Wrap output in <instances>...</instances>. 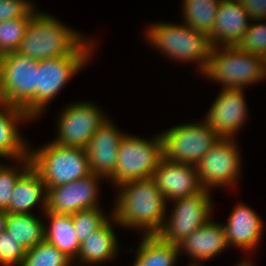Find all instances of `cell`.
Returning <instances> with one entry per match:
<instances>
[{"instance_id": "14", "label": "cell", "mask_w": 266, "mask_h": 266, "mask_svg": "<svg viewBox=\"0 0 266 266\" xmlns=\"http://www.w3.org/2000/svg\"><path fill=\"white\" fill-rule=\"evenodd\" d=\"M244 93V89L221 88L203 118L220 137L237 138L245 125L249 113Z\"/></svg>"}, {"instance_id": "23", "label": "cell", "mask_w": 266, "mask_h": 266, "mask_svg": "<svg viewBox=\"0 0 266 266\" xmlns=\"http://www.w3.org/2000/svg\"><path fill=\"white\" fill-rule=\"evenodd\" d=\"M44 240L74 261L80 251V242L73 225L72 214L44 211ZM49 220V222H48Z\"/></svg>"}, {"instance_id": "18", "label": "cell", "mask_w": 266, "mask_h": 266, "mask_svg": "<svg viewBox=\"0 0 266 266\" xmlns=\"http://www.w3.org/2000/svg\"><path fill=\"white\" fill-rule=\"evenodd\" d=\"M177 246L179 253L190 256L192 263L197 264L208 262L230 248L223 224L214 221L213 217Z\"/></svg>"}, {"instance_id": "28", "label": "cell", "mask_w": 266, "mask_h": 266, "mask_svg": "<svg viewBox=\"0 0 266 266\" xmlns=\"http://www.w3.org/2000/svg\"><path fill=\"white\" fill-rule=\"evenodd\" d=\"M73 261L51 243L43 240L26 250L21 266H73Z\"/></svg>"}, {"instance_id": "21", "label": "cell", "mask_w": 266, "mask_h": 266, "mask_svg": "<svg viewBox=\"0 0 266 266\" xmlns=\"http://www.w3.org/2000/svg\"><path fill=\"white\" fill-rule=\"evenodd\" d=\"M114 225L119 226L112 216L101 228L82 241L80 251L73 264L78 260L79 266H96L114 260L120 246Z\"/></svg>"}, {"instance_id": "22", "label": "cell", "mask_w": 266, "mask_h": 266, "mask_svg": "<svg viewBox=\"0 0 266 266\" xmlns=\"http://www.w3.org/2000/svg\"><path fill=\"white\" fill-rule=\"evenodd\" d=\"M12 193L9 213H32L39 204L42 214L46 210V185L31 166L17 179Z\"/></svg>"}, {"instance_id": "25", "label": "cell", "mask_w": 266, "mask_h": 266, "mask_svg": "<svg viewBox=\"0 0 266 266\" xmlns=\"http://www.w3.org/2000/svg\"><path fill=\"white\" fill-rule=\"evenodd\" d=\"M44 223L36 214L7 213L6 228L12 237L26 249L44 240Z\"/></svg>"}, {"instance_id": "36", "label": "cell", "mask_w": 266, "mask_h": 266, "mask_svg": "<svg viewBox=\"0 0 266 266\" xmlns=\"http://www.w3.org/2000/svg\"><path fill=\"white\" fill-rule=\"evenodd\" d=\"M235 266H254V264L252 262H244L241 260V262L235 264Z\"/></svg>"}, {"instance_id": "12", "label": "cell", "mask_w": 266, "mask_h": 266, "mask_svg": "<svg viewBox=\"0 0 266 266\" xmlns=\"http://www.w3.org/2000/svg\"><path fill=\"white\" fill-rule=\"evenodd\" d=\"M58 114L53 143L85 148L96 130L108 119L102 107L92 101H75Z\"/></svg>"}, {"instance_id": "37", "label": "cell", "mask_w": 266, "mask_h": 266, "mask_svg": "<svg viewBox=\"0 0 266 266\" xmlns=\"http://www.w3.org/2000/svg\"><path fill=\"white\" fill-rule=\"evenodd\" d=\"M2 101V90H1V64H0V102Z\"/></svg>"}, {"instance_id": "39", "label": "cell", "mask_w": 266, "mask_h": 266, "mask_svg": "<svg viewBox=\"0 0 266 266\" xmlns=\"http://www.w3.org/2000/svg\"><path fill=\"white\" fill-rule=\"evenodd\" d=\"M187 266H203V264H197V263H189Z\"/></svg>"}, {"instance_id": "35", "label": "cell", "mask_w": 266, "mask_h": 266, "mask_svg": "<svg viewBox=\"0 0 266 266\" xmlns=\"http://www.w3.org/2000/svg\"><path fill=\"white\" fill-rule=\"evenodd\" d=\"M6 220H7V212L6 211H0V234L3 231H5Z\"/></svg>"}, {"instance_id": "33", "label": "cell", "mask_w": 266, "mask_h": 266, "mask_svg": "<svg viewBox=\"0 0 266 266\" xmlns=\"http://www.w3.org/2000/svg\"><path fill=\"white\" fill-rule=\"evenodd\" d=\"M33 4L31 0H0V22L31 18L32 13L38 8Z\"/></svg>"}, {"instance_id": "7", "label": "cell", "mask_w": 266, "mask_h": 266, "mask_svg": "<svg viewBox=\"0 0 266 266\" xmlns=\"http://www.w3.org/2000/svg\"><path fill=\"white\" fill-rule=\"evenodd\" d=\"M88 38L72 55L40 60L37 64V119L65 85L93 58L95 46Z\"/></svg>"}, {"instance_id": "15", "label": "cell", "mask_w": 266, "mask_h": 266, "mask_svg": "<svg viewBox=\"0 0 266 266\" xmlns=\"http://www.w3.org/2000/svg\"><path fill=\"white\" fill-rule=\"evenodd\" d=\"M115 124L110 117L106 119L85 147L91 172L105 181L113 177L120 141L126 134Z\"/></svg>"}, {"instance_id": "32", "label": "cell", "mask_w": 266, "mask_h": 266, "mask_svg": "<svg viewBox=\"0 0 266 266\" xmlns=\"http://www.w3.org/2000/svg\"><path fill=\"white\" fill-rule=\"evenodd\" d=\"M26 249L6 230L0 234V266H21Z\"/></svg>"}, {"instance_id": "5", "label": "cell", "mask_w": 266, "mask_h": 266, "mask_svg": "<svg viewBox=\"0 0 266 266\" xmlns=\"http://www.w3.org/2000/svg\"><path fill=\"white\" fill-rule=\"evenodd\" d=\"M31 167L46 188L65 185L92 174L85 148L48 142L33 150L29 147Z\"/></svg>"}, {"instance_id": "26", "label": "cell", "mask_w": 266, "mask_h": 266, "mask_svg": "<svg viewBox=\"0 0 266 266\" xmlns=\"http://www.w3.org/2000/svg\"><path fill=\"white\" fill-rule=\"evenodd\" d=\"M221 0H182V22L209 36L214 27Z\"/></svg>"}, {"instance_id": "24", "label": "cell", "mask_w": 266, "mask_h": 266, "mask_svg": "<svg viewBox=\"0 0 266 266\" xmlns=\"http://www.w3.org/2000/svg\"><path fill=\"white\" fill-rule=\"evenodd\" d=\"M142 236L132 266H176L181 256L177 245L166 242L158 234Z\"/></svg>"}, {"instance_id": "8", "label": "cell", "mask_w": 266, "mask_h": 266, "mask_svg": "<svg viewBox=\"0 0 266 266\" xmlns=\"http://www.w3.org/2000/svg\"><path fill=\"white\" fill-rule=\"evenodd\" d=\"M162 158L160 133L143 138L126 132L120 141L115 172L107 182L117 187L128 181L152 178Z\"/></svg>"}, {"instance_id": "19", "label": "cell", "mask_w": 266, "mask_h": 266, "mask_svg": "<svg viewBox=\"0 0 266 266\" xmlns=\"http://www.w3.org/2000/svg\"><path fill=\"white\" fill-rule=\"evenodd\" d=\"M249 16L240 1L221 0L211 34L212 46H237L246 33Z\"/></svg>"}, {"instance_id": "4", "label": "cell", "mask_w": 266, "mask_h": 266, "mask_svg": "<svg viewBox=\"0 0 266 266\" xmlns=\"http://www.w3.org/2000/svg\"><path fill=\"white\" fill-rule=\"evenodd\" d=\"M201 76L222 88L244 90L266 80L263 57L237 46H212L207 68Z\"/></svg>"}, {"instance_id": "34", "label": "cell", "mask_w": 266, "mask_h": 266, "mask_svg": "<svg viewBox=\"0 0 266 266\" xmlns=\"http://www.w3.org/2000/svg\"><path fill=\"white\" fill-rule=\"evenodd\" d=\"M250 21L266 20V0L241 1Z\"/></svg>"}, {"instance_id": "3", "label": "cell", "mask_w": 266, "mask_h": 266, "mask_svg": "<svg viewBox=\"0 0 266 266\" xmlns=\"http://www.w3.org/2000/svg\"><path fill=\"white\" fill-rule=\"evenodd\" d=\"M145 28V40L162 55L180 63L193 62L200 75L206 70L211 50L208 36L184 23L154 22Z\"/></svg>"}, {"instance_id": "2", "label": "cell", "mask_w": 266, "mask_h": 266, "mask_svg": "<svg viewBox=\"0 0 266 266\" xmlns=\"http://www.w3.org/2000/svg\"><path fill=\"white\" fill-rule=\"evenodd\" d=\"M84 34L36 9L16 52L37 61L70 56L88 39Z\"/></svg>"}, {"instance_id": "10", "label": "cell", "mask_w": 266, "mask_h": 266, "mask_svg": "<svg viewBox=\"0 0 266 266\" xmlns=\"http://www.w3.org/2000/svg\"><path fill=\"white\" fill-rule=\"evenodd\" d=\"M236 138L220 137L195 165L204 190L230 189L237 186L242 174V156Z\"/></svg>"}, {"instance_id": "20", "label": "cell", "mask_w": 266, "mask_h": 266, "mask_svg": "<svg viewBox=\"0 0 266 266\" xmlns=\"http://www.w3.org/2000/svg\"><path fill=\"white\" fill-rule=\"evenodd\" d=\"M32 120L23 109L0 102V158L13 162L29 156L30 144L19 131V125Z\"/></svg>"}, {"instance_id": "16", "label": "cell", "mask_w": 266, "mask_h": 266, "mask_svg": "<svg viewBox=\"0 0 266 266\" xmlns=\"http://www.w3.org/2000/svg\"><path fill=\"white\" fill-rule=\"evenodd\" d=\"M223 226L229 246L244 251L247 257L249 255L243 259L244 262H253L250 254L260 245L265 230L260 215L241 202L234 205Z\"/></svg>"}, {"instance_id": "6", "label": "cell", "mask_w": 266, "mask_h": 266, "mask_svg": "<svg viewBox=\"0 0 266 266\" xmlns=\"http://www.w3.org/2000/svg\"><path fill=\"white\" fill-rule=\"evenodd\" d=\"M39 61L10 52L0 56L2 101L37 119V64Z\"/></svg>"}, {"instance_id": "30", "label": "cell", "mask_w": 266, "mask_h": 266, "mask_svg": "<svg viewBox=\"0 0 266 266\" xmlns=\"http://www.w3.org/2000/svg\"><path fill=\"white\" fill-rule=\"evenodd\" d=\"M31 18H17L0 22V56L16 52Z\"/></svg>"}, {"instance_id": "27", "label": "cell", "mask_w": 266, "mask_h": 266, "mask_svg": "<svg viewBox=\"0 0 266 266\" xmlns=\"http://www.w3.org/2000/svg\"><path fill=\"white\" fill-rule=\"evenodd\" d=\"M14 164L0 163V211L7 213H9L15 182L31 166V161L27 156L15 159Z\"/></svg>"}, {"instance_id": "11", "label": "cell", "mask_w": 266, "mask_h": 266, "mask_svg": "<svg viewBox=\"0 0 266 266\" xmlns=\"http://www.w3.org/2000/svg\"><path fill=\"white\" fill-rule=\"evenodd\" d=\"M211 191L202 189L199 193L183 197L171 203L172 210L165 217L164 225L158 235L173 245H178L193 231L212 218L213 205Z\"/></svg>"}, {"instance_id": "1", "label": "cell", "mask_w": 266, "mask_h": 266, "mask_svg": "<svg viewBox=\"0 0 266 266\" xmlns=\"http://www.w3.org/2000/svg\"><path fill=\"white\" fill-rule=\"evenodd\" d=\"M112 216L120 227L141 231L143 235L158 234L167 215V205L152 178L133 180L115 187Z\"/></svg>"}, {"instance_id": "38", "label": "cell", "mask_w": 266, "mask_h": 266, "mask_svg": "<svg viewBox=\"0 0 266 266\" xmlns=\"http://www.w3.org/2000/svg\"><path fill=\"white\" fill-rule=\"evenodd\" d=\"M263 62H264V71H265V74H266V54L263 57Z\"/></svg>"}, {"instance_id": "17", "label": "cell", "mask_w": 266, "mask_h": 266, "mask_svg": "<svg viewBox=\"0 0 266 266\" xmlns=\"http://www.w3.org/2000/svg\"><path fill=\"white\" fill-rule=\"evenodd\" d=\"M152 179L167 203L199 193L203 188L196 167L162 158Z\"/></svg>"}, {"instance_id": "31", "label": "cell", "mask_w": 266, "mask_h": 266, "mask_svg": "<svg viewBox=\"0 0 266 266\" xmlns=\"http://www.w3.org/2000/svg\"><path fill=\"white\" fill-rule=\"evenodd\" d=\"M237 47L249 54L264 57L266 54V20L250 21L246 33Z\"/></svg>"}, {"instance_id": "13", "label": "cell", "mask_w": 266, "mask_h": 266, "mask_svg": "<svg viewBox=\"0 0 266 266\" xmlns=\"http://www.w3.org/2000/svg\"><path fill=\"white\" fill-rule=\"evenodd\" d=\"M105 179L91 174L65 185L47 188L46 210L62 214L100 207V183Z\"/></svg>"}, {"instance_id": "9", "label": "cell", "mask_w": 266, "mask_h": 266, "mask_svg": "<svg viewBox=\"0 0 266 266\" xmlns=\"http://www.w3.org/2000/svg\"><path fill=\"white\" fill-rule=\"evenodd\" d=\"M160 135L164 159L194 166L220 138L204 119L172 126Z\"/></svg>"}, {"instance_id": "29", "label": "cell", "mask_w": 266, "mask_h": 266, "mask_svg": "<svg viewBox=\"0 0 266 266\" xmlns=\"http://www.w3.org/2000/svg\"><path fill=\"white\" fill-rule=\"evenodd\" d=\"M110 213L106 215L101 207H96L72 214L73 225L79 242L81 243L91 233L101 228L112 217V211Z\"/></svg>"}]
</instances>
